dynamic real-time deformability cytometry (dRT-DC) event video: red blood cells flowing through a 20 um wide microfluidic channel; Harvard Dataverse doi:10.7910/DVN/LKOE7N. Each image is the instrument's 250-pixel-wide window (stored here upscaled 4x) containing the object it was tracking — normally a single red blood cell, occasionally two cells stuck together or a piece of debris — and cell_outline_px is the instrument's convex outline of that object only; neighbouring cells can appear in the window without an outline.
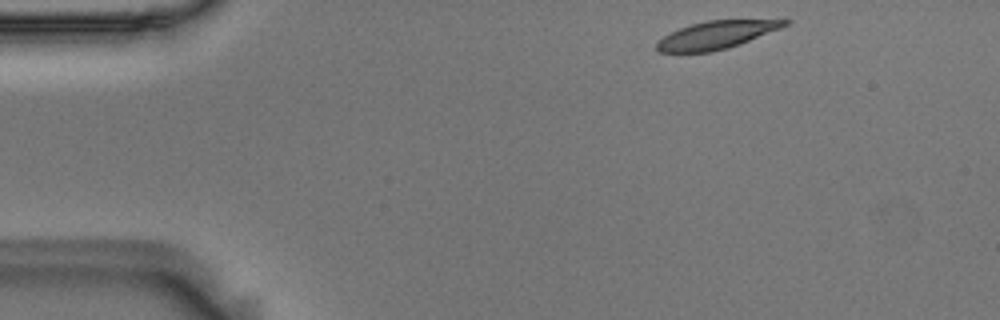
{"species": "Egyptian fruit bat (a non-hibernating species)", "species_latin": "Rousettus aegyptiacus", "temperature_condition": "room temperature", "stored_images_in_passage": 9, "camera_frame_rate_fps": 3000, "um_per_image_px": 0.085, "animal": {"sex": "male"}, "frame": {"image": 1, "passage_image": 1, "time_ms": 0.0, "image_size_px": [1000, 320], "cell_outline_px": [[792, 20], [788, 24], [780, 28], [740, 44], [728, 48], [712, 52], [660, 52], [656, 48], [656, 40], [680, 28], [692, 24], [708, 20], [784, 16]], "centroid_in_image_um": [61.07, 2.9], "position_along_channel_um": 23.9, "area_um2": 21.68}}
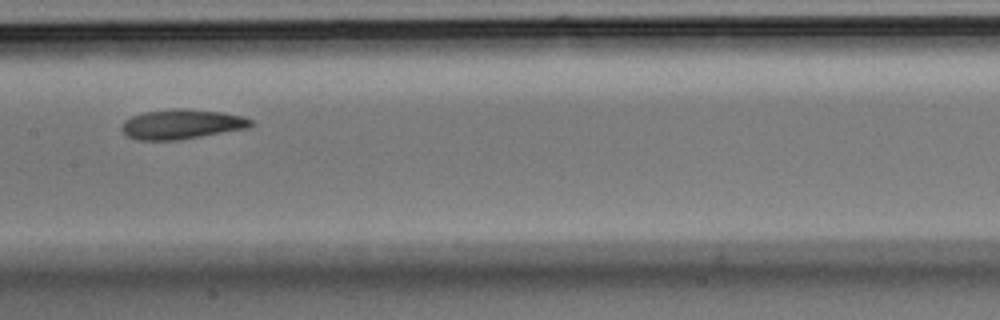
{"frame": {"image": 2, "passage_image": 6, "time_ms": 1.667, "image_size_px": [1000, 320], "cell_outline_px": [[252, 124], [248, 128], [180, 140], [136, 140], [128, 136], [120, 128], [124, 120], [132, 116], [144, 112], [176, 108], [184, 108], [220, 112], [240, 116], [252, 120]], "centroid_in_image_um": [15.41, 10.56], "position_along_channel_um": 192.0, "area_um2": 22.31}}
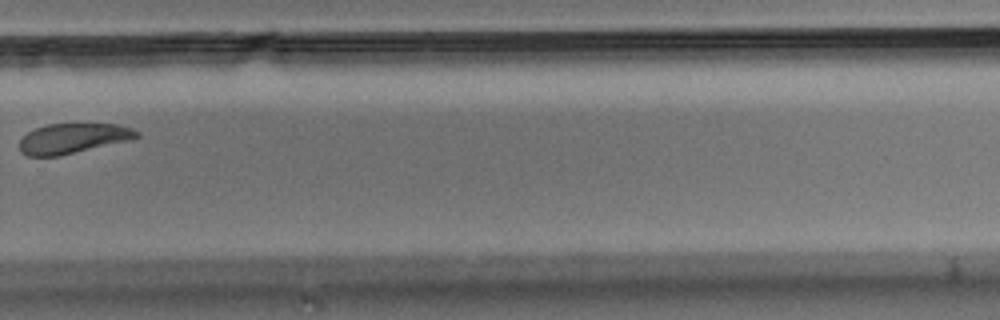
{"frame": {"image": 3, "passage_image": 9, "time_ms": 2.667, "image_size_px": [1000, 320], "cell_outline_px": [[140, 136], [132, 140], [60, 156], [28, 156], [20, 152], [20, 140], [28, 132], [36, 128], [48, 124], [120, 124], [132, 128], [140, 132]], "centroid_in_image_um": [6.25, 11.77], "position_along_channel_um": 323.5, "area_um2": 20.69}}